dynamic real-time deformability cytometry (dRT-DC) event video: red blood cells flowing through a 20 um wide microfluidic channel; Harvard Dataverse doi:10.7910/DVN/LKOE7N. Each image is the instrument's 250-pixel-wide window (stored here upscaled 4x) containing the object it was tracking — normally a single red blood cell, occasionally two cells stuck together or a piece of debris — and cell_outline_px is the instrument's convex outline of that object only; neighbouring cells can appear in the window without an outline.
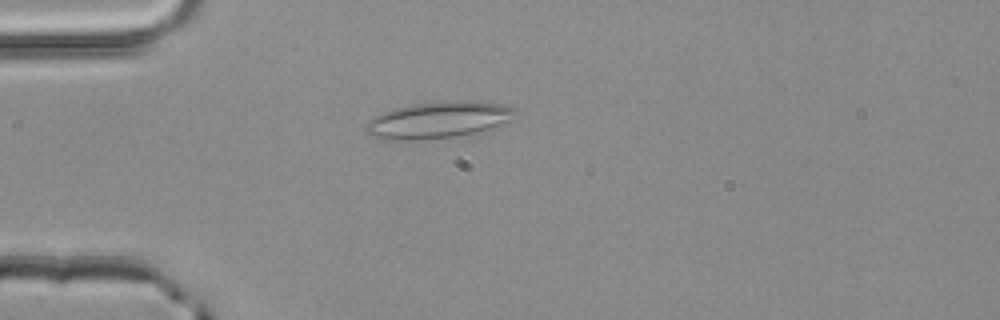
{"species": "common noctule bat (a hibernating species)", "species_latin": "Nyctalus noctula", "temperature_condition": "room temperature", "stored_images_in_passage": 43, "camera_frame_rate_fps": 3000, "um_per_image_px": 0.085, "animal": {"sex": "male", "body_mass_g": 20.4}, "frame": {"image": 1, "passage_image": 6, "time_ms": 1.667, "image_size_px": [1000, 320], "cell_outline_px": [[520, 112], [512, 120], [488, 132], [460, 136], [420, 140], [380, 140], [368, 136], [364, 132], [364, 124], [372, 116], [380, 112], [392, 108], [412, 104], [440, 100], [468, 100], [504, 104], [520, 108]], "centroid_in_image_um": [37.3, 10.2], "position_along_channel_um": 47.7, "area_um2": 33.81}}
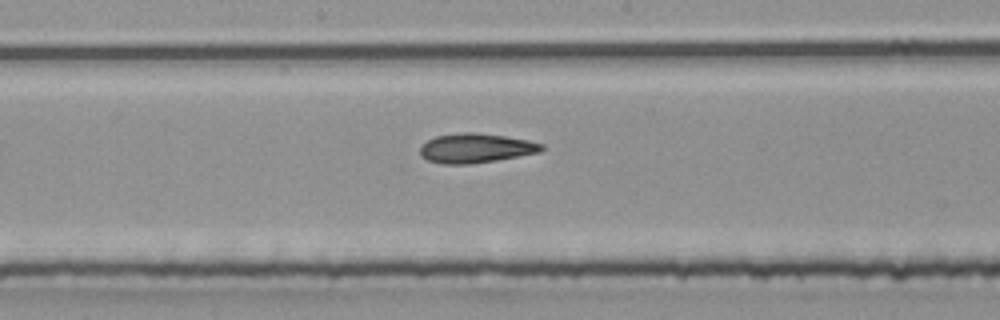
{"frame": {"image": 2, "passage_image": 19, "time_ms": 6.0, "image_size_px": [1000, 320], "cell_outline_px": [[544, 148], [540, 152], [496, 160], [468, 164], [444, 164], [428, 160], [420, 156], [420, 148], [428, 140], [436, 136], [464, 132], [476, 132], [504, 136], [528, 140], [544, 144]], "centroid_in_image_um": [40.45, 12.59], "position_along_channel_um": 207.8, "area_um2": 20.69}}
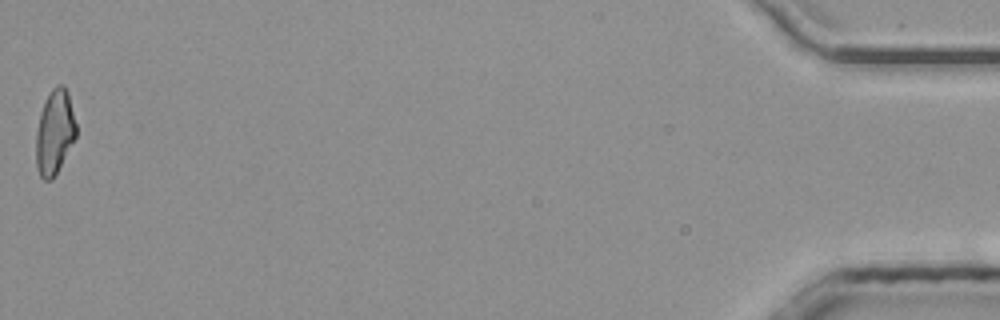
{"frame": {"image": 3, "passage_image": 43, "time_ms": 14.0, "image_size_px": [1000, 320], "cell_outline_px": [[76, 136], [52, 180], [44, 180], [40, 176], [36, 164], [36, 132], [40, 112], [52, 88], [56, 84], [64, 84], [68, 92], [76, 124]], "centroid_in_image_um": [4.64, 11.21], "position_along_channel_um": 430.6, "area_um2": 19.54}, "authors_computed_cell_mechanics": {"area_um2": 20.4034, "velocity_mm_per_s": 4.0713, "shape_relaxation_time_tau1_ms": null, "shape_relaxation_time_tau2_ms": 3.6956, "deformation_change_tau1": null, "deformation_change_tau2": 0.1298}}